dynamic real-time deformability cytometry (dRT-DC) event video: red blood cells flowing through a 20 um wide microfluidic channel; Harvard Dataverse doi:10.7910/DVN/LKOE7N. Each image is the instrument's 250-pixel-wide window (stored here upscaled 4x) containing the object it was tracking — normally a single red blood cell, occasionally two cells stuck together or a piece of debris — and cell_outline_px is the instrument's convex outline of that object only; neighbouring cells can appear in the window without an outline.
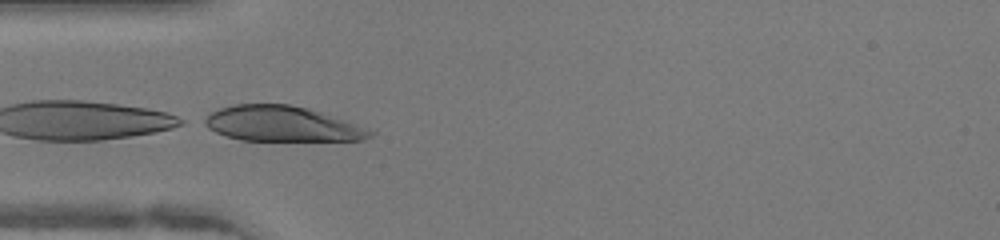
{"species": "human", "species_latin": "Homo sapiens", "temperature_condition": "warm", "stored_images_in_passage": 33, "camera_frame_rate_fps": 3000, "um_per_image_px": 0.085, "donor": {"sex": "female"}, "frame": {"image": 1, "passage_image": 1, "time_ms": 0.0, "image_size_px": [1000, 240], "cell_outline_px": [[376, 132], [372, 136], [364, 140], [240, 140], [224, 136], [200, 124], [200, 120], [212, 112], [220, 108], [236, 104], [288, 104], [308, 108], [324, 112], [376, 128]], "centroid_in_image_um": [24.06, 10.52], "position_along_channel_um": 60.9, "area_um2": 34.91}}
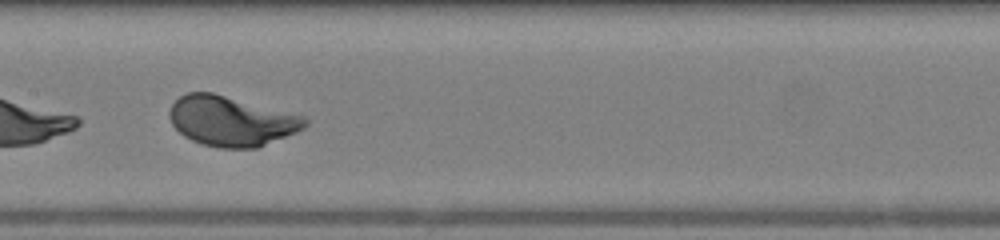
{"frame": {"image": 2, "passage_image": 10, "time_ms": 3.0, "image_size_px": [1000, 240], "cell_outline_px": [[308, 124], [304, 128], [296, 132], [260, 148], [220, 148], [200, 144], [184, 136], [172, 124], [168, 116], [168, 112], [172, 104], [180, 96], [188, 92], [212, 92], [304, 116], [308, 120]], "centroid_in_image_um": [19.66, 10.3], "position_along_channel_um": 187.7, "area_um2": 39.54}}
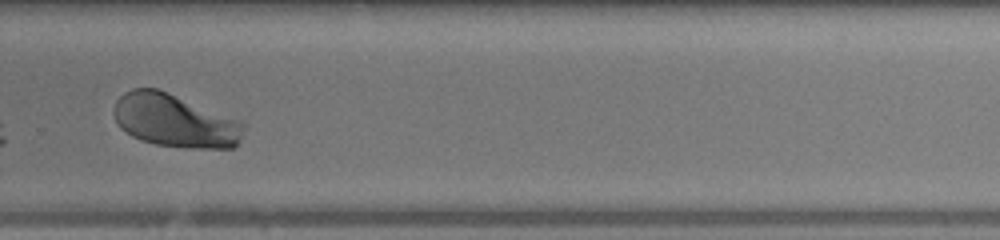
{"frame": {"image": 3, "passage_image": 19, "time_ms": 6.0, "image_size_px": [1000, 240], "cell_outline_px": [[244, 132], [236, 144], [232, 148], [188, 148], [156, 144], [140, 140], [132, 136], [120, 128], [112, 112], [116, 100], [124, 92], [132, 88], [156, 88], [244, 120]], "centroid_in_image_um": [14.88, 10.25], "position_along_channel_um": 314.9, "area_um2": 40.58}, "authors_computed_cell_mechanics": {"area_um2": 40.1132, "velocity_mm_per_s": 4.253, "shape_relaxation_time_tau1_ms": 1.6265, "shape_relaxation_time_tau2_ms": null, "deformation_change_tau1": 0.1494, "deformation_change_tau2": null}}